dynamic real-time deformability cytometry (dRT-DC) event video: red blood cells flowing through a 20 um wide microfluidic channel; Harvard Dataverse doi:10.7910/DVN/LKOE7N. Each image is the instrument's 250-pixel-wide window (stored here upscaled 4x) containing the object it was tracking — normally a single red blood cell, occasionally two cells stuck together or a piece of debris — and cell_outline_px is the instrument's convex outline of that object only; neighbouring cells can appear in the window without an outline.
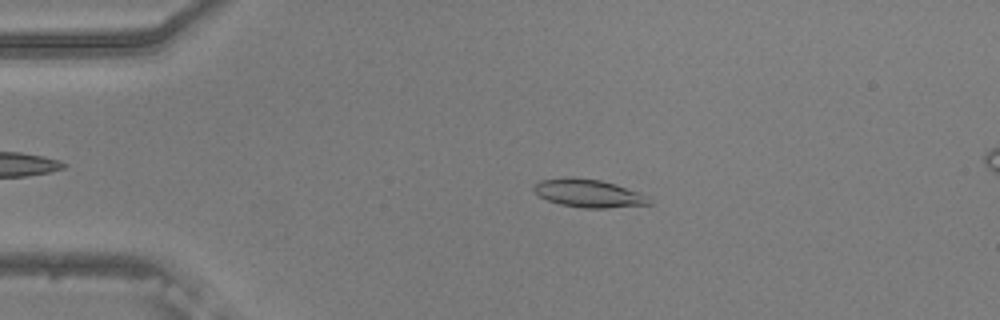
{"species": "common noctule bat (a hibernating species)", "species_latin": "Nyctalus noctula", "temperature_condition": "warm", "stored_images_in_passage": 47, "camera_frame_rate_fps": 3000, "um_per_image_px": 0.085, "animal": {"sex": "male", "body_mass_g": 20.5, "forearm_length_mm": 52.5}, "frame": {"image": 1, "passage_image": 11, "time_ms": 3.333, "image_size_px": [1000, 320], "cell_outline_px": [[652, 204], [604, 208], [580, 208], [560, 204], [548, 200], [540, 196], [532, 188], [532, 184], [540, 180], [564, 176], [576, 176], [600, 180], [616, 184], [640, 192], [648, 196]], "centroid_in_image_um": [50.0, 16.41], "position_along_channel_um": 35.0, "area_um2": 19.19}}
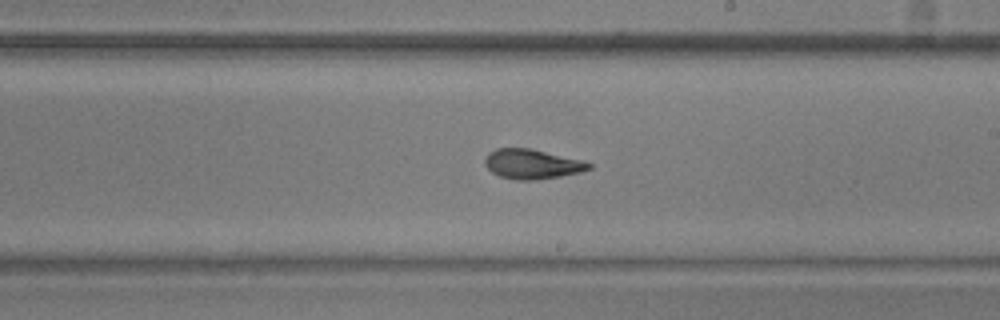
{"frame": {"image": 2, "passage_image": 31, "time_ms": 10.0, "image_size_px": [1000, 320], "cell_outline_px": [[592, 168], [580, 172], [560, 176], [536, 180], [516, 180], [500, 176], [492, 172], [484, 164], [484, 160], [488, 152], [496, 148], [528, 148], [580, 160], [592, 164]], "centroid_in_image_um": [45.18, 13.95], "position_along_channel_um": 243.8, "area_um2": 17.8}}
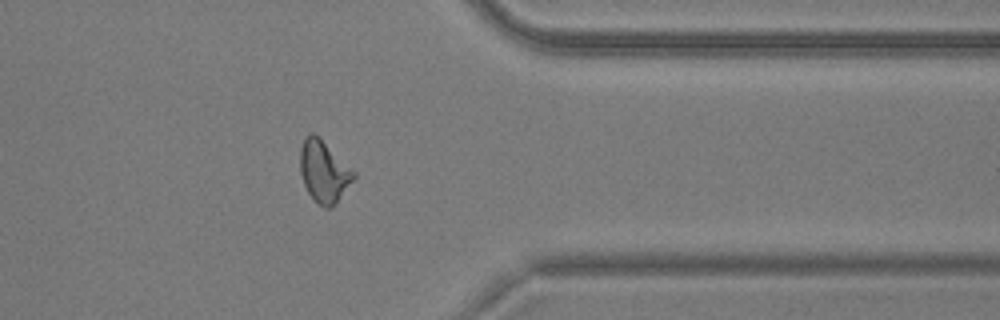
{"frame": {"image": 3, "passage_image": 43, "time_ms": 14.0, "image_size_px": [1000, 320], "cell_outline_px": [[356, 176], [336, 200], [328, 208], [324, 208], [308, 192], [304, 184], [300, 172], [300, 148], [304, 136], [308, 132], [312, 132], [356, 172]], "centroid_in_image_um": [27.49, 14.53], "position_along_channel_um": 383.9, "area_um2": 18.55}, "authors_computed_cell_mechanics": {"area_um2": 18.2648, "velocity_mm_per_s": 3.7546, "shape_relaxation_time_tau1_ms": 5.8448, "shape_relaxation_time_tau2_ms": 1.5531, "deformation_change_tau1": 0.1996, "deformation_change_tau2": 0.0926}}